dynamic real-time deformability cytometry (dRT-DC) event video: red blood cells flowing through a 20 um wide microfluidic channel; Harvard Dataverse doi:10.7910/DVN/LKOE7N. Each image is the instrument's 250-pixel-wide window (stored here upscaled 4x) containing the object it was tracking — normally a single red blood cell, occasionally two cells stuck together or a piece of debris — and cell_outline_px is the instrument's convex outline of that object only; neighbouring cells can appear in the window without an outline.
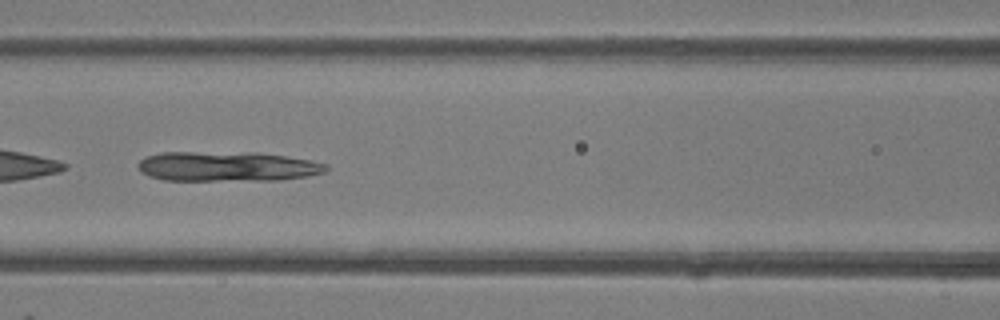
{"species": "common noctule bat (a hibernating species)", "species_latin": "Nyctalus noctula", "temperature_condition": "room temperature", "stored_images_in_passage": 44, "camera_frame_rate_fps": 3000, "um_per_image_px": 0.085, "animal": {"sex": "female"}, "frame": {"image": 1, "passage_image": 19, "time_ms": 6.0, "image_size_px": [1000, 320], "cell_outline_px": [[328, 168], [324, 172], [308, 176], [276, 180], [164, 180], [148, 176], [140, 172], [136, 164], [140, 160], [148, 156], [160, 152], [256, 152], [312, 160], [328, 164]], "centroid_in_image_um": [19.29, 14.14], "position_along_channel_um": 147.3, "area_um2": 32.89}}
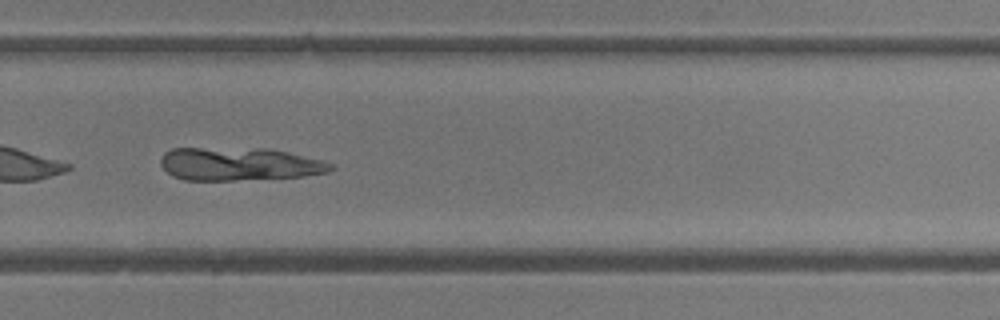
{"frame": {"image": 2, "passage_image": 30, "time_ms": 9.667, "image_size_px": [1000, 320], "cell_outline_px": [[336, 168], [328, 172], [304, 176], [232, 180], [184, 180], [172, 176], [160, 164], [160, 156], [164, 152], [172, 148], [272, 148], [324, 160], [336, 164]], "centroid_in_image_um": [20.37, 13.93], "position_along_channel_um": 309.4, "area_um2": 33.23}}
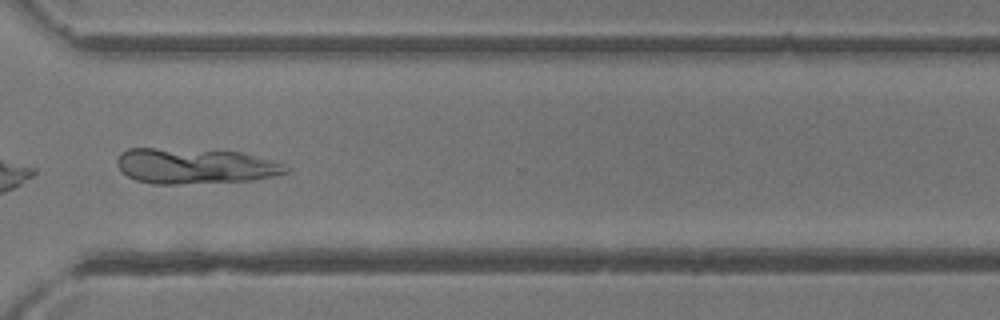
{"frame": {"image": 3, "passage_image": 33, "time_ms": 10.667, "image_size_px": [1000, 320], "cell_outline_px": [[292, 168], [288, 172], [272, 176], [252, 180], [176, 184], [156, 184], [136, 180], [128, 176], [116, 164], [116, 160], [120, 152], [128, 148], [156, 148], [240, 152], [288, 164]], "centroid_in_image_um": [16.59, 14.11], "position_along_channel_um": 354.0, "area_um2": 34.85}}